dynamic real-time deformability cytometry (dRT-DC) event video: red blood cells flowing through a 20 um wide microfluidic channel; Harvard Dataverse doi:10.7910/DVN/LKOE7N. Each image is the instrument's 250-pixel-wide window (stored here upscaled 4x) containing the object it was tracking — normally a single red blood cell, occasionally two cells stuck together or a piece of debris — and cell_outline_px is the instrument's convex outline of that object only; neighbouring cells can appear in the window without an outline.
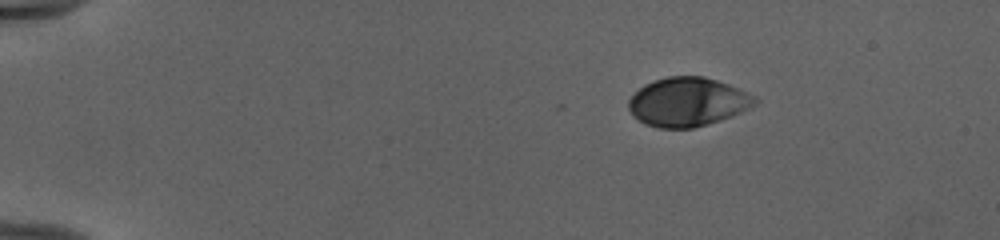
{"species": "human", "species_latin": "Homo sapiens", "temperature_condition": "cold", "stored_images_in_passage": 45, "camera_frame_rate_fps": 3000, "um_per_image_px": 0.085, "donor": {"sex": "female"}, "frame": {"image": 1, "passage_image": 1, "time_ms": 0.0, "image_size_px": [1000, 240], "cell_outline_px": [[756, 104], [732, 116], [708, 124], [692, 128], [660, 128], [644, 124], [632, 116], [628, 108], [628, 100], [644, 84], [668, 76], [704, 76], [728, 84], [756, 96]], "centroid_in_image_um": [58.43, 8.67], "position_along_channel_um": 26.6, "area_um2": 35.89}}
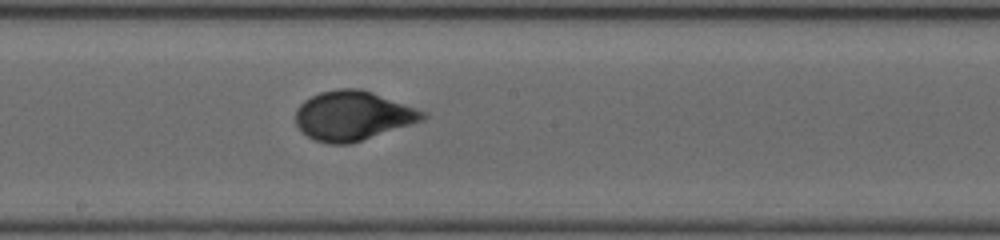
{"frame": {"image": 2, "passage_image": 23, "time_ms": 7.333, "image_size_px": [1000, 240], "cell_outline_px": [[428, 116], [424, 120], [348, 144], [328, 144], [316, 140], [308, 136], [296, 124], [296, 108], [304, 100], [320, 92], [340, 88], [360, 88], [372, 92], [428, 112]], "centroid_in_image_um": [30.0, 9.82], "position_along_channel_um": 218.2, "area_um2": 36.36}}
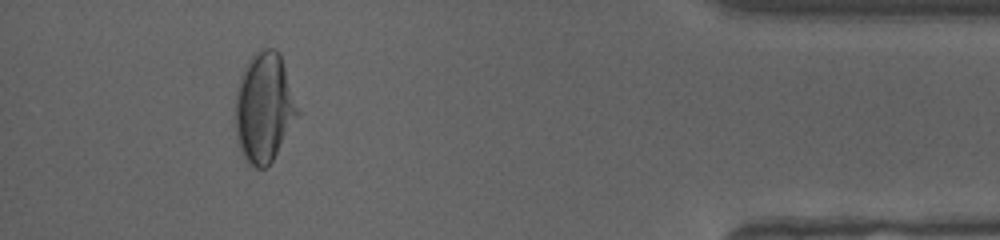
{"frame": {"image": 3, "passage_image": 41, "time_ms": 13.333, "image_size_px": [1000, 240], "cell_outline_px": [[300, 112], [272, 160], [264, 168], [256, 168], [248, 164], [244, 160], [236, 136], [236, 88], [240, 76], [248, 60], [260, 48], [276, 48], [280, 52]], "centroid_in_image_um": [22.44, 9.12], "position_along_channel_um": 412.8, "area_um2": 39.71}, "authors_computed_cell_mechanics": {"area_um2": 36.0672, "velocity_mm_per_s": 3.9835, "shape_relaxation_time_tau1_ms": 3.9297, "shape_relaxation_time_tau2_ms": null, "deformation_change_tau1": 0.1839, "deformation_change_tau2": null}}